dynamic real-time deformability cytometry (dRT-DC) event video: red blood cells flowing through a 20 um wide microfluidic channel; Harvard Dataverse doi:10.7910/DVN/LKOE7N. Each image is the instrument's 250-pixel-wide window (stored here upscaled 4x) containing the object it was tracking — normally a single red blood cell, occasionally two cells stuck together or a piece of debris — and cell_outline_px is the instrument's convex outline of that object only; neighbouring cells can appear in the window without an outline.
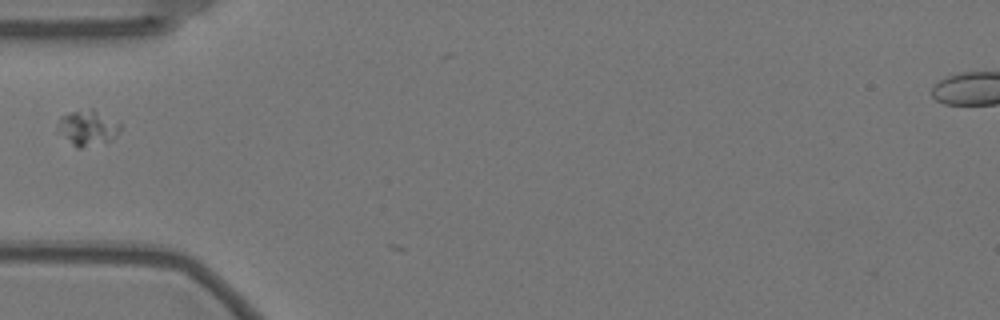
{"species": "Egyptian fruit bat (a non-hibernating species)", "species_latin": "Rousettus aegyptiacus", "temperature_condition": "warm", "stored_images_in_passage": 4, "camera_frame_rate_fps": 3000, "um_per_image_px": 0.085, "animal": {"sex": "female"}, "frame": {"image": 1, "passage_image": 3, "time_ms": 0.667, "image_size_px": [1000, 320], "cell_outline_px": [[120, 132], [116, 136], [80, 148], [76, 148], [56, 128], [56, 124], [64, 116], [72, 112], [92, 108], [120, 120]], "centroid_in_image_um": [7.49, 10.82], "position_along_channel_um": 77.5, "area_um2": 12.54}}